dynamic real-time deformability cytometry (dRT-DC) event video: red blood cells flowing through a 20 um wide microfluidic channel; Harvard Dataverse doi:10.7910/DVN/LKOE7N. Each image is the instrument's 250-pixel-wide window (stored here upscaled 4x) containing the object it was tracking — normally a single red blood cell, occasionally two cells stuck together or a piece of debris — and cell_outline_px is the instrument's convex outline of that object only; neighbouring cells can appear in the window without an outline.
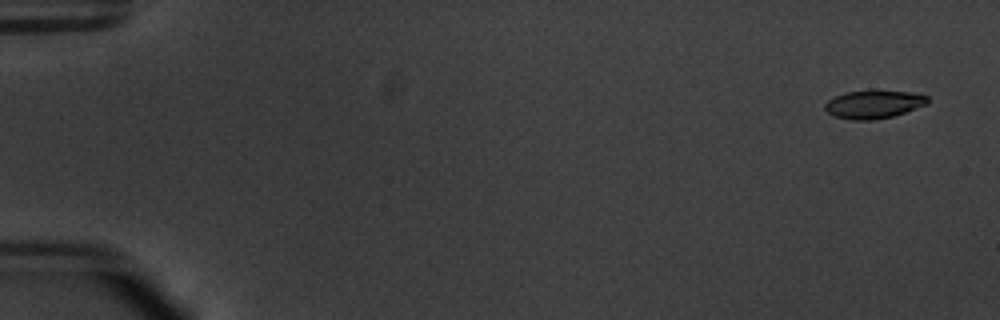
{"species": "common noctule bat (a hibernating species)", "species_latin": "Nyctalus noctula", "temperature_condition": "warm", "stored_images_in_passage": 13, "camera_frame_rate_fps": 3000, "um_per_image_px": 0.085, "animal": {"sex": "male", "body_mass_g": 20.1, "forearm_length_mm": 53.5}, "frame": {"image": 1, "passage_image": 3, "time_ms": 0.667, "image_size_px": [1000, 320], "cell_outline_px": [[928, 104], [892, 116], [872, 120], [852, 120], [832, 116], [824, 108], [824, 104], [828, 100], [844, 92], [908, 92], [928, 96]], "centroid_in_image_um": [74.22, 8.89], "position_along_channel_um": 10.8, "area_um2": 16.36}}